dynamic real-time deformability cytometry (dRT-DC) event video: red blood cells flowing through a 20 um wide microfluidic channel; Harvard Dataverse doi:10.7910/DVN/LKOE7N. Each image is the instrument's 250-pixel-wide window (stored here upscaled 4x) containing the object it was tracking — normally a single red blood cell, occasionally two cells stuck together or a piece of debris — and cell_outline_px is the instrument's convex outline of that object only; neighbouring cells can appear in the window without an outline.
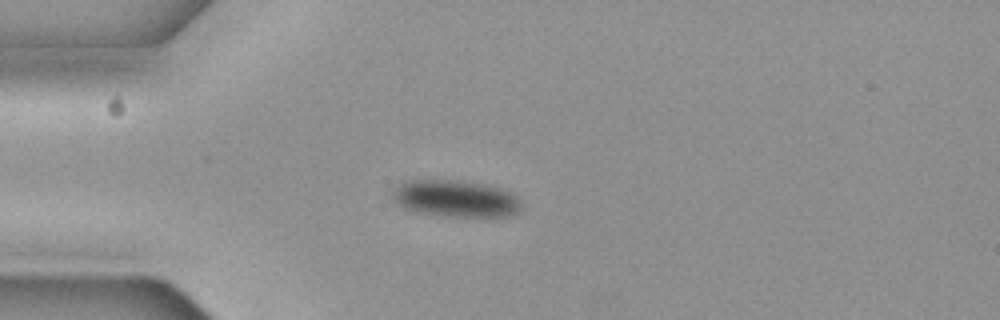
{"species": "common noctule bat (a hibernating species)", "species_latin": "Nyctalus noctula", "temperature_condition": "cold", "stored_images_in_passage": 43, "camera_frame_rate_fps": 3000, "um_per_image_px": 0.085, "animal": {"sex": "female", "body_mass_g": 19.3, "forearm_length_mm": 54.1}, "frame": {"image": 1, "passage_image": 1, "time_ms": 0.0, "image_size_px": [1000, 320], "cell_outline_px": [[520, 212], [508, 216], [440, 216], [416, 212], [404, 208], [392, 200], [388, 192], [396, 184], [408, 180], [460, 180], [484, 184], [500, 188], [512, 192], [520, 200]], "centroid_in_image_um": [38.65, 16.87], "position_along_channel_um": 46.4, "area_um2": 28.21}}
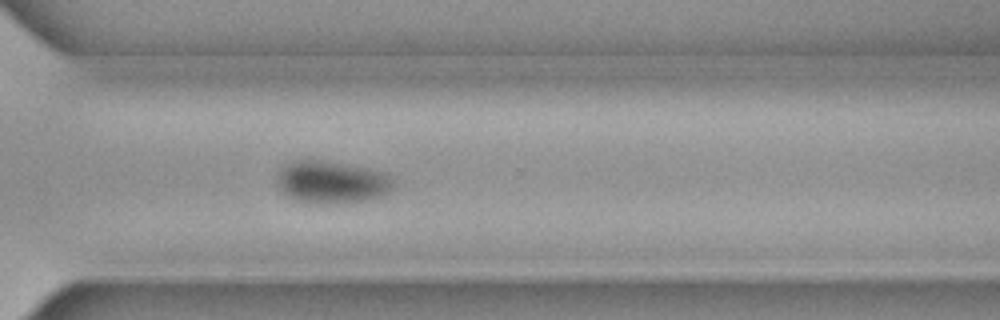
{"frame": {"image": 2, "passage_image": 27, "time_ms": 8.667, "image_size_px": [1000, 320], "cell_outline_px": [[392, 188], [388, 192], [380, 196], [360, 200], [332, 204], [300, 200], [284, 192], [280, 188], [280, 172], [292, 160], [320, 160], [344, 164], [384, 172], [392, 180]], "centroid_in_image_um": [28.24, 15.46], "position_along_channel_um": 342.4, "area_um2": 27.46}}
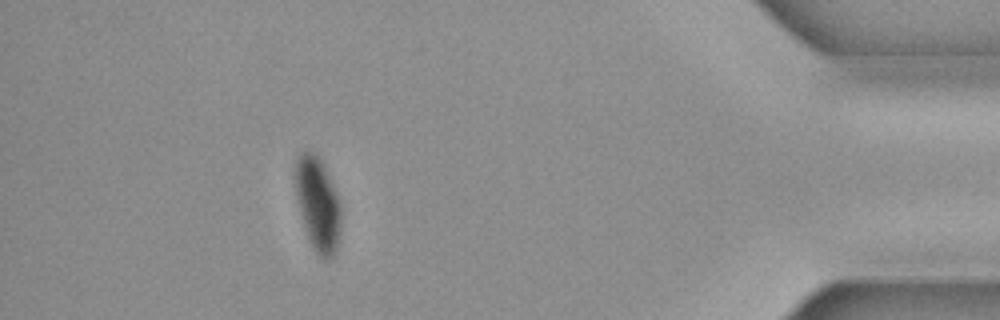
{"frame": {"image": 3, "passage_image": 37, "time_ms": 12.0, "image_size_px": [1000, 320], "cell_outline_px": [[340, 232], [336, 252], [328, 260], [324, 260], [312, 248], [304, 228], [296, 196], [292, 176], [296, 160], [304, 152], [312, 152], [320, 156], [340, 200]], "centroid_in_image_um": [26.99, 17.34], "position_along_channel_um": 408.2, "area_um2": 25.43}, "authors_computed_cell_mechanics": {"area_um2": 28.4376, "velocity_mm_per_s": 3.6525, "shape_relaxation_time_tau1_ms": 4.1287, "shape_relaxation_time_tau2_ms": null, "deformation_change_tau1": 0.0818, "deformation_change_tau2": null}}